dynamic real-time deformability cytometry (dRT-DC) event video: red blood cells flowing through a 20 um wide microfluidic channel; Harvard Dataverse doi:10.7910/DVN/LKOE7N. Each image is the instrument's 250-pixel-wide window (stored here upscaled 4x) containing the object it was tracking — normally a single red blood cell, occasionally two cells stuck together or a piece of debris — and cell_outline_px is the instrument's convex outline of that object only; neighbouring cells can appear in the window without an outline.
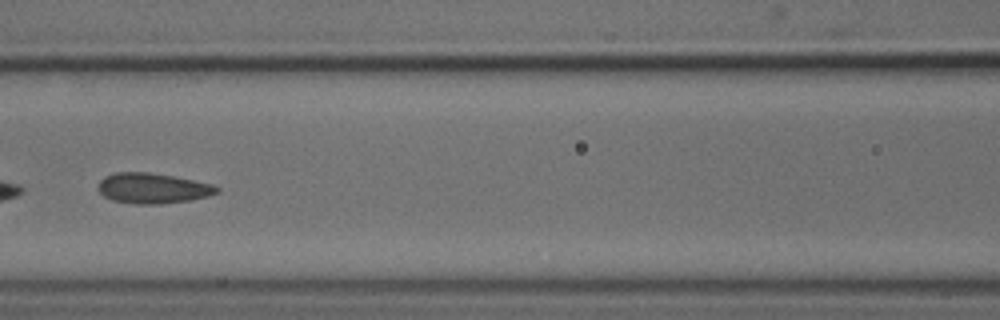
{"species": "common noctule bat (a hibernating species)", "species_latin": "Nyctalus noctula", "temperature_condition": "cold", "stored_images_in_passage": 5, "camera_frame_rate_fps": 3000, "um_per_image_px": 0.085, "animal": {"sex": "male", "body_mass_g": 18.8}, "frame": {"image": 1, "passage_image": 5, "time_ms": 4.667, "image_size_px": [1000, 320], "cell_outline_px": [[220, 192], [208, 196], [192, 200], [160, 204], [132, 204], [112, 200], [104, 196], [96, 188], [100, 180], [104, 176], [116, 172], [148, 172], [172, 176], [212, 184], [220, 188]], "centroid_in_image_um": [12.96, 16.01], "position_along_channel_um": 153.6, "area_um2": 21.15}}